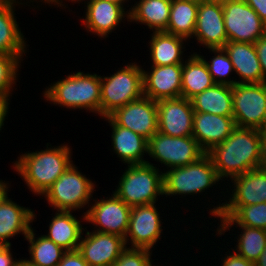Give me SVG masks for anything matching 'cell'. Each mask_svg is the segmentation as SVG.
<instances>
[{
  "label": "cell",
  "instance_id": "1",
  "mask_svg": "<svg viewBox=\"0 0 266 266\" xmlns=\"http://www.w3.org/2000/svg\"><path fill=\"white\" fill-rule=\"evenodd\" d=\"M263 137L260 130L235 127L230 136L214 146L207 154L211 157L218 177L225 181L262 164Z\"/></svg>",
  "mask_w": 266,
  "mask_h": 266
},
{
  "label": "cell",
  "instance_id": "2",
  "mask_svg": "<svg viewBox=\"0 0 266 266\" xmlns=\"http://www.w3.org/2000/svg\"><path fill=\"white\" fill-rule=\"evenodd\" d=\"M51 146L45 150L25 152L13 162L14 171L25 182L32 194L43 196L50 186L73 163L72 148L68 144ZM71 148V149H70Z\"/></svg>",
  "mask_w": 266,
  "mask_h": 266
},
{
  "label": "cell",
  "instance_id": "3",
  "mask_svg": "<svg viewBox=\"0 0 266 266\" xmlns=\"http://www.w3.org/2000/svg\"><path fill=\"white\" fill-rule=\"evenodd\" d=\"M42 95L53 105L70 110L84 109L101 116V78L96 73L77 71L68 74L46 86Z\"/></svg>",
  "mask_w": 266,
  "mask_h": 266
},
{
  "label": "cell",
  "instance_id": "4",
  "mask_svg": "<svg viewBox=\"0 0 266 266\" xmlns=\"http://www.w3.org/2000/svg\"><path fill=\"white\" fill-rule=\"evenodd\" d=\"M147 161L127 165L113 193L130 207L157 203L163 197V172Z\"/></svg>",
  "mask_w": 266,
  "mask_h": 266
},
{
  "label": "cell",
  "instance_id": "5",
  "mask_svg": "<svg viewBox=\"0 0 266 266\" xmlns=\"http://www.w3.org/2000/svg\"><path fill=\"white\" fill-rule=\"evenodd\" d=\"M163 170V195L166 197L198 193L200 196L205 190L220 184L221 180L207 153L189 165Z\"/></svg>",
  "mask_w": 266,
  "mask_h": 266
},
{
  "label": "cell",
  "instance_id": "6",
  "mask_svg": "<svg viewBox=\"0 0 266 266\" xmlns=\"http://www.w3.org/2000/svg\"><path fill=\"white\" fill-rule=\"evenodd\" d=\"M101 117H107L143 94V71L140 64L130 62L114 74L101 76Z\"/></svg>",
  "mask_w": 266,
  "mask_h": 266
},
{
  "label": "cell",
  "instance_id": "7",
  "mask_svg": "<svg viewBox=\"0 0 266 266\" xmlns=\"http://www.w3.org/2000/svg\"><path fill=\"white\" fill-rule=\"evenodd\" d=\"M95 187V182L82 174L72 163L42 197L55 211L74 212L89 207Z\"/></svg>",
  "mask_w": 266,
  "mask_h": 266
},
{
  "label": "cell",
  "instance_id": "8",
  "mask_svg": "<svg viewBox=\"0 0 266 266\" xmlns=\"http://www.w3.org/2000/svg\"><path fill=\"white\" fill-rule=\"evenodd\" d=\"M233 184L230 197L224 203H219L209 214L214 218L231 217L241 206L266 202V172L260 167L249 170L231 179ZM221 204V205H220Z\"/></svg>",
  "mask_w": 266,
  "mask_h": 266
},
{
  "label": "cell",
  "instance_id": "9",
  "mask_svg": "<svg viewBox=\"0 0 266 266\" xmlns=\"http://www.w3.org/2000/svg\"><path fill=\"white\" fill-rule=\"evenodd\" d=\"M204 154L192 136L172 137L157 131L148 140V156L167 170L194 163Z\"/></svg>",
  "mask_w": 266,
  "mask_h": 266
},
{
  "label": "cell",
  "instance_id": "10",
  "mask_svg": "<svg viewBox=\"0 0 266 266\" xmlns=\"http://www.w3.org/2000/svg\"><path fill=\"white\" fill-rule=\"evenodd\" d=\"M232 103L237 127L260 130L266 119V82L236 83Z\"/></svg>",
  "mask_w": 266,
  "mask_h": 266
},
{
  "label": "cell",
  "instance_id": "11",
  "mask_svg": "<svg viewBox=\"0 0 266 266\" xmlns=\"http://www.w3.org/2000/svg\"><path fill=\"white\" fill-rule=\"evenodd\" d=\"M222 8L228 41L255 43L266 33V24L245 0H230Z\"/></svg>",
  "mask_w": 266,
  "mask_h": 266
},
{
  "label": "cell",
  "instance_id": "12",
  "mask_svg": "<svg viewBox=\"0 0 266 266\" xmlns=\"http://www.w3.org/2000/svg\"><path fill=\"white\" fill-rule=\"evenodd\" d=\"M109 197V198H108ZM106 198L94 199V204L84 212L85 222L93 224L94 231L122 236L128 230L131 207L125 204L113 192Z\"/></svg>",
  "mask_w": 266,
  "mask_h": 266
},
{
  "label": "cell",
  "instance_id": "13",
  "mask_svg": "<svg viewBox=\"0 0 266 266\" xmlns=\"http://www.w3.org/2000/svg\"><path fill=\"white\" fill-rule=\"evenodd\" d=\"M155 204L131 207L128 230L125 235L126 247L152 251L159 239H162L163 222L161 220L163 219H161L162 217H160V212H158ZM128 244L131 246H128Z\"/></svg>",
  "mask_w": 266,
  "mask_h": 266
},
{
  "label": "cell",
  "instance_id": "14",
  "mask_svg": "<svg viewBox=\"0 0 266 266\" xmlns=\"http://www.w3.org/2000/svg\"><path fill=\"white\" fill-rule=\"evenodd\" d=\"M109 117L119 126L149 140L158 131L157 102L142 96L116 109Z\"/></svg>",
  "mask_w": 266,
  "mask_h": 266
},
{
  "label": "cell",
  "instance_id": "15",
  "mask_svg": "<svg viewBox=\"0 0 266 266\" xmlns=\"http://www.w3.org/2000/svg\"><path fill=\"white\" fill-rule=\"evenodd\" d=\"M82 234L78 251L88 266H111L126 248L125 238L92 230Z\"/></svg>",
  "mask_w": 266,
  "mask_h": 266
},
{
  "label": "cell",
  "instance_id": "16",
  "mask_svg": "<svg viewBox=\"0 0 266 266\" xmlns=\"http://www.w3.org/2000/svg\"><path fill=\"white\" fill-rule=\"evenodd\" d=\"M158 132L172 137L192 136L194 110L189 99L157 101Z\"/></svg>",
  "mask_w": 266,
  "mask_h": 266
},
{
  "label": "cell",
  "instance_id": "17",
  "mask_svg": "<svg viewBox=\"0 0 266 266\" xmlns=\"http://www.w3.org/2000/svg\"><path fill=\"white\" fill-rule=\"evenodd\" d=\"M84 2L86 12L84 11L85 17L81 20V25L90 34L106 39L116 26L125 20V17L129 21V10L122 5L107 0H85Z\"/></svg>",
  "mask_w": 266,
  "mask_h": 266
},
{
  "label": "cell",
  "instance_id": "18",
  "mask_svg": "<svg viewBox=\"0 0 266 266\" xmlns=\"http://www.w3.org/2000/svg\"><path fill=\"white\" fill-rule=\"evenodd\" d=\"M143 71V94L154 101L181 97L182 64L152 65Z\"/></svg>",
  "mask_w": 266,
  "mask_h": 266
},
{
  "label": "cell",
  "instance_id": "19",
  "mask_svg": "<svg viewBox=\"0 0 266 266\" xmlns=\"http://www.w3.org/2000/svg\"><path fill=\"white\" fill-rule=\"evenodd\" d=\"M195 37V38H194ZM193 38L206 49L223 48L227 43L222 5L200 2Z\"/></svg>",
  "mask_w": 266,
  "mask_h": 266
},
{
  "label": "cell",
  "instance_id": "20",
  "mask_svg": "<svg viewBox=\"0 0 266 266\" xmlns=\"http://www.w3.org/2000/svg\"><path fill=\"white\" fill-rule=\"evenodd\" d=\"M235 127L233 116L194 112L192 137L207 153L229 137Z\"/></svg>",
  "mask_w": 266,
  "mask_h": 266
},
{
  "label": "cell",
  "instance_id": "21",
  "mask_svg": "<svg viewBox=\"0 0 266 266\" xmlns=\"http://www.w3.org/2000/svg\"><path fill=\"white\" fill-rule=\"evenodd\" d=\"M8 196L7 192L0 200V245H11L9 238L18 234L25 239L37 217L34 210L17 204Z\"/></svg>",
  "mask_w": 266,
  "mask_h": 266
},
{
  "label": "cell",
  "instance_id": "22",
  "mask_svg": "<svg viewBox=\"0 0 266 266\" xmlns=\"http://www.w3.org/2000/svg\"><path fill=\"white\" fill-rule=\"evenodd\" d=\"M23 0H0V53L26 56L27 46L25 35L19 28L16 19V5H23ZM25 39V40H24Z\"/></svg>",
  "mask_w": 266,
  "mask_h": 266
},
{
  "label": "cell",
  "instance_id": "23",
  "mask_svg": "<svg viewBox=\"0 0 266 266\" xmlns=\"http://www.w3.org/2000/svg\"><path fill=\"white\" fill-rule=\"evenodd\" d=\"M112 128L111 142L113 152L116 153L119 161L125 165L144 164L147 160L144 156L148 154V140L143 136L134 133L130 129L117 125L109 116L104 117ZM145 153V154H144Z\"/></svg>",
  "mask_w": 266,
  "mask_h": 266
},
{
  "label": "cell",
  "instance_id": "24",
  "mask_svg": "<svg viewBox=\"0 0 266 266\" xmlns=\"http://www.w3.org/2000/svg\"><path fill=\"white\" fill-rule=\"evenodd\" d=\"M223 49L239 76L237 83H262L263 73L254 43L227 41Z\"/></svg>",
  "mask_w": 266,
  "mask_h": 266
},
{
  "label": "cell",
  "instance_id": "25",
  "mask_svg": "<svg viewBox=\"0 0 266 266\" xmlns=\"http://www.w3.org/2000/svg\"><path fill=\"white\" fill-rule=\"evenodd\" d=\"M73 211H56L49 222L48 233L46 236L55 244L66 251L77 250L81 236L84 234V226L81 222L85 221V214L77 219ZM83 219V221H80Z\"/></svg>",
  "mask_w": 266,
  "mask_h": 266
},
{
  "label": "cell",
  "instance_id": "26",
  "mask_svg": "<svg viewBox=\"0 0 266 266\" xmlns=\"http://www.w3.org/2000/svg\"><path fill=\"white\" fill-rule=\"evenodd\" d=\"M149 52L151 65L164 66L172 64H183L185 43L188 40L165 31L153 32L150 35ZM187 41V42H186Z\"/></svg>",
  "mask_w": 266,
  "mask_h": 266
},
{
  "label": "cell",
  "instance_id": "27",
  "mask_svg": "<svg viewBox=\"0 0 266 266\" xmlns=\"http://www.w3.org/2000/svg\"><path fill=\"white\" fill-rule=\"evenodd\" d=\"M172 0H139L129 8V21L143 24L152 32L166 31Z\"/></svg>",
  "mask_w": 266,
  "mask_h": 266
},
{
  "label": "cell",
  "instance_id": "28",
  "mask_svg": "<svg viewBox=\"0 0 266 266\" xmlns=\"http://www.w3.org/2000/svg\"><path fill=\"white\" fill-rule=\"evenodd\" d=\"M215 84L204 60L193 52L182 64L181 97L191 99Z\"/></svg>",
  "mask_w": 266,
  "mask_h": 266
},
{
  "label": "cell",
  "instance_id": "29",
  "mask_svg": "<svg viewBox=\"0 0 266 266\" xmlns=\"http://www.w3.org/2000/svg\"><path fill=\"white\" fill-rule=\"evenodd\" d=\"M194 112L233 116L232 87L214 84L190 99Z\"/></svg>",
  "mask_w": 266,
  "mask_h": 266
},
{
  "label": "cell",
  "instance_id": "30",
  "mask_svg": "<svg viewBox=\"0 0 266 266\" xmlns=\"http://www.w3.org/2000/svg\"><path fill=\"white\" fill-rule=\"evenodd\" d=\"M31 228L25 240L28 241L29 259H22L26 266H57L66 250L55 244L44 235L35 237Z\"/></svg>",
  "mask_w": 266,
  "mask_h": 266
},
{
  "label": "cell",
  "instance_id": "31",
  "mask_svg": "<svg viewBox=\"0 0 266 266\" xmlns=\"http://www.w3.org/2000/svg\"><path fill=\"white\" fill-rule=\"evenodd\" d=\"M199 3L191 0H172L167 30L165 32L193 39Z\"/></svg>",
  "mask_w": 266,
  "mask_h": 266
},
{
  "label": "cell",
  "instance_id": "32",
  "mask_svg": "<svg viewBox=\"0 0 266 266\" xmlns=\"http://www.w3.org/2000/svg\"><path fill=\"white\" fill-rule=\"evenodd\" d=\"M217 220L220 221L216 230V235L219 237L235 225L266 230V202L241 206L231 217H217Z\"/></svg>",
  "mask_w": 266,
  "mask_h": 266
},
{
  "label": "cell",
  "instance_id": "33",
  "mask_svg": "<svg viewBox=\"0 0 266 266\" xmlns=\"http://www.w3.org/2000/svg\"><path fill=\"white\" fill-rule=\"evenodd\" d=\"M241 234L237 236L235 242H237L235 249L241 257H244L248 261L255 263L263 249L266 247V230L260 228H252L242 225H236Z\"/></svg>",
  "mask_w": 266,
  "mask_h": 266
},
{
  "label": "cell",
  "instance_id": "34",
  "mask_svg": "<svg viewBox=\"0 0 266 266\" xmlns=\"http://www.w3.org/2000/svg\"><path fill=\"white\" fill-rule=\"evenodd\" d=\"M209 52L214 53V56L209 61L198 54L205 62L209 73L212 76L215 84H223L233 87L237 83V78L231 80L232 72L234 73L233 64L223 48L208 49ZM229 78V79H228Z\"/></svg>",
  "mask_w": 266,
  "mask_h": 266
},
{
  "label": "cell",
  "instance_id": "35",
  "mask_svg": "<svg viewBox=\"0 0 266 266\" xmlns=\"http://www.w3.org/2000/svg\"><path fill=\"white\" fill-rule=\"evenodd\" d=\"M23 57L0 53V101L10 104V94L18 81Z\"/></svg>",
  "mask_w": 266,
  "mask_h": 266
},
{
  "label": "cell",
  "instance_id": "36",
  "mask_svg": "<svg viewBox=\"0 0 266 266\" xmlns=\"http://www.w3.org/2000/svg\"><path fill=\"white\" fill-rule=\"evenodd\" d=\"M151 255L148 249L126 247L111 266H155Z\"/></svg>",
  "mask_w": 266,
  "mask_h": 266
},
{
  "label": "cell",
  "instance_id": "37",
  "mask_svg": "<svg viewBox=\"0 0 266 266\" xmlns=\"http://www.w3.org/2000/svg\"><path fill=\"white\" fill-rule=\"evenodd\" d=\"M57 266H88L78 250L66 251Z\"/></svg>",
  "mask_w": 266,
  "mask_h": 266
},
{
  "label": "cell",
  "instance_id": "38",
  "mask_svg": "<svg viewBox=\"0 0 266 266\" xmlns=\"http://www.w3.org/2000/svg\"><path fill=\"white\" fill-rule=\"evenodd\" d=\"M229 251L225 252V256L221 258L222 264L221 266H256L255 263L248 261L244 257H241L239 254L234 252ZM229 252V255H228Z\"/></svg>",
  "mask_w": 266,
  "mask_h": 266
},
{
  "label": "cell",
  "instance_id": "39",
  "mask_svg": "<svg viewBox=\"0 0 266 266\" xmlns=\"http://www.w3.org/2000/svg\"><path fill=\"white\" fill-rule=\"evenodd\" d=\"M258 59L263 73V82H266V33L263 34L255 43Z\"/></svg>",
  "mask_w": 266,
  "mask_h": 266
},
{
  "label": "cell",
  "instance_id": "40",
  "mask_svg": "<svg viewBox=\"0 0 266 266\" xmlns=\"http://www.w3.org/2000/svg\"><path fill=\"white\" fill-rule=\"evenodd\" d=\"M23 260L13 258L11 245H0V266H21Z\"/></svg>",
  "mask_w": 266,
  "mask_h": 266
},
{
  "label": "cell",
  "instance_id": "41",
  "mask_svg": "<svg viewBox=\"0 0 266 266\" xmlns=\"http://www.w3.org/2000/svg\"><path fill=\"white\" fill-rule=\"evenodd\" d=\"M266 24V0H245Z\"/></svg>",
  "mask_w": 266,
  "mask_h": 266
},
{
  "label": "cell",
  "instance_id": "42",
  "mask_svg": "<svg viewBox=\"0 0 266 266\" xmlns=\"http://www.w3.org/2000/svg\"><path fill=\"white\" fill-rule=\"evenodd\" d=\"M9 105L7 102L0 101V132L4 126V121L7 119L6 117H8Z\"/></svg>",
  "mask_w": 266,
  "mask_h": 266
},
{
  "label": "cell",
  "instance_id": "43",
  "mask_svg": "<svg viewBox=\"0 0 266 266\" xmlns=\"http://www.w3.org/2000/svg\"><path fill=\"white\" fill-rule=\"evenodd\" d=\"M64 1H67V0H64ZM68 1H71L72 3H73V2H74V3L77 2V3L80 4L81 1H84V0H68ZM38 2H42V3H45V4L47 3L49 6H51L52 4H53V5L55 4L54 6L57 5V6H56L57 8H58L59 6H60V8H62V7L67 8L66 5H65L66 3H64L63 0H40V1L38 0ZM63 3H64V4H63ZM50 4H51V5H50ZM64 5H65V6H64Z\"/></svg>",
  "mask_w": 266,
  "mask_h": 266
},
{
  "label": "cell",
  "instance_id": "44",
  "mask_svg": "<svg viewBox=\"0 0 266 266\" xmlns=\"http://www.w3.org/2000/svg\"><path fill=\"white\" fill-rule=\"evenodd\" d=\"M9 186V181L6 182L5 180H0V200L7 192H9Z\"/></svg>",
  "mask_w": 266,
  "mask_h": 266
},
{
  "label": "cell",
  "instance_id": "45",
  "mask_svg": "<svg viewBox=\"0 0 266 266\" xmlns=\"http://www.w3.org/2000/svg\"><path fill=\"white\" fill-rule=\"evenodd\" d=\"M256 266H266V247L263 249L258 260L255 262Z\"/></svg>",
  "mask_w": 266,
  "mask_h": 266
},
{
  "label": "cell",
  "instance_id": "46",
  "mask_svg": "<svg viewBox=\"0 0 266 266\" xmlns=\"http://www.w3.org/2000/svg\"><path fill=\"white\" fill-rule=\"evenodd\" d=\"M261 168L266 172V141L263 142V153H262Z\"/></svg>",
  "mask_w": 266,
  "mask_h": 266
},
{
  "label": "cell",
  "instance_id": "47",
  "mask_svg": "<svg viewBox=\"0 0 266 266\" xmlns=\"http://www.w3.org/2000/svg\"><path fill=\"white\" fill-rule=\"evenodd\" d=\"M228 1H230V0H205V2L219 4V5H222V6L224 4H226Z\"/></svg>",
  "mask_w": 266,
  "mask_h": 266
},
{
  "label": "cell",
  "instance_id": "48",
  "mask_svg": "<svg viewBox=\"0 0 266 266\" xmlns=\"http://www.w3.org/2000/svg\"><path fill=\"white\" fill-rule=\"evenodd\" d=\"M260 133H261V136L263 137V140L266 141V119H265V122L262 128L260 129Z\"/></svg>",
  "mask_w": 266,
  "mask_h": 266
},
{
  "label": "cell",
  "instance_id": "49",
  "mask_svg": "<svg viewBox=\"0 0 266 266\" xmlns=\"http://www.w3.org/2000/svg\"><path fill=\"white\" fill-rule=\"evenodd\" d=\"M107 1L122 5L123 7H124L125 3L127 4V2H129V0H107Z\"/></svg>",
  "mask_w": 266,
  "mask_h": 266
},
{
  "label": "cell",
  "instance_id": "50",
  "mask_svg": "<svg viewBox=\"0 0 266 266\" xmlns=\"http://www.w3.org/2000/svg\"><path fill=\"white\" fill-rule=\"evenodd\" d=\"M26 1H27V2H26V5H28L27 3H28L29 1H30V2H29L30 4H31V2H32V4H33V2H35V1L37 2V0H29V1L26 0Z\"/></svg>",
  "mask_w": 266,
  "mask_h": 266
},
{
  "label": "cell",
  "instance_id": "51",
  "mask_svg": "<svg viewBox=\"0 0 266 266\" xmlns=\"http://www.w3.org/2000/svg\"><path fill=\"white\" fill-rule=\"evenodd\" d=\"M191 1H195V2H198V3L205 2V0H191Z\"/></svg>",
  "mask_w": 266,
  "mask_h": 266
}]
</instances>
